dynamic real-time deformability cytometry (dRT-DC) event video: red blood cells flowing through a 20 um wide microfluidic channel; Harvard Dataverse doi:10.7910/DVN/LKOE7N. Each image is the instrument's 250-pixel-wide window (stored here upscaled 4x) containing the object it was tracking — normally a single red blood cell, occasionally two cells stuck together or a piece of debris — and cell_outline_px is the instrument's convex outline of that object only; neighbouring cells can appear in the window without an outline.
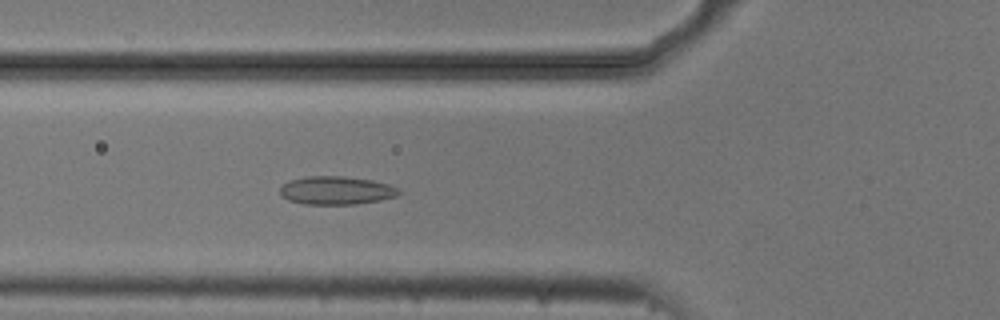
{"species": "common noctule bat (a hibernating species)", "species_latin": "Nyctalus noctula", "temperature_condition": "cold", "stored_images_in_passage": 53, "camera_frame_rate_fps": 3000, "um_per_image_px": 0.085, "animal": {"sex": "male", "body_mass_g": 20.5, "forearm_length_mm": 52.5}, "frame": {"image": 1, "passage_image": 18, "time_ms": 5.667, "image_size_px": [1000, 320], "cell_outline_px": [[400, 192], [396, 196], [380, 200], [356, 204], [304, 204], [288, 200], [280, 196], [280, 188], [288, 180], [304, 176], [344, 176], [372, 180], [388, 184], [396, 188]], "centroid_in_image_um": [28.53, 16.18], "position_along_channel_um": 97.3, "area_um2": 19.59}}
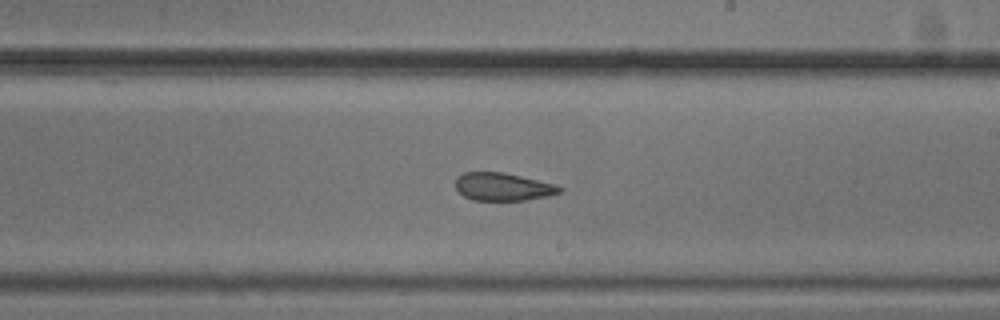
{"frame": {"image": 2, "passage_image": 30, "time_ms": 9.667, "image_size_px": [1000, 320], "cell_outline_px": [[564, 188], [560, 192], [548, 196], [524, 200], [472, 200], [464, 196], [456, 188], [456, 176], [464, 172], [504, 172], [556, 184]], "centroid_in_image_um": [42.75, 15.87], "position_along_channel_um": 246.3, "area_um2": 16.94}}
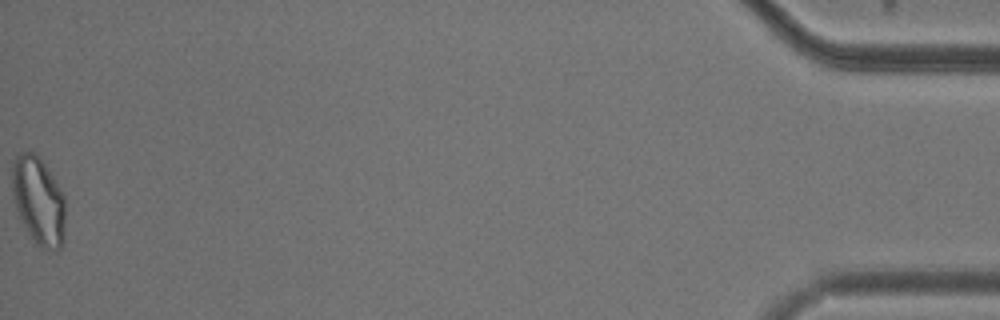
{"frame": {"image": 3, "passage_image": 53, "time_ms": 17.333, "image_size_px": [1000, 320], "cell_outline_px": [[64, 240], [60, 248], [48, 252], [40, 248], [36, 244], [28, 232], [16, 212], [12, 196], [12, 164], [16, 156], [20, 152], [32, 152], [44, 164], [52, 176], [64, 196]], "centroid_in_image_um": [3.25, 17.12], "position_along_channel_um": 431.9, "area_um2": 27.28}, "authors_computed_cell_mechanics": {"area_um2": 20.1144, "velocity_mm_per_s": 3.7138, "shape_relaxation_time_tau1_ms": 10.4388, "shape_relaxation_time_tau2_ms": 2.6147, "deformation_change_tau1": 0.1827, "deformation_change_tau2": 0.0891}}